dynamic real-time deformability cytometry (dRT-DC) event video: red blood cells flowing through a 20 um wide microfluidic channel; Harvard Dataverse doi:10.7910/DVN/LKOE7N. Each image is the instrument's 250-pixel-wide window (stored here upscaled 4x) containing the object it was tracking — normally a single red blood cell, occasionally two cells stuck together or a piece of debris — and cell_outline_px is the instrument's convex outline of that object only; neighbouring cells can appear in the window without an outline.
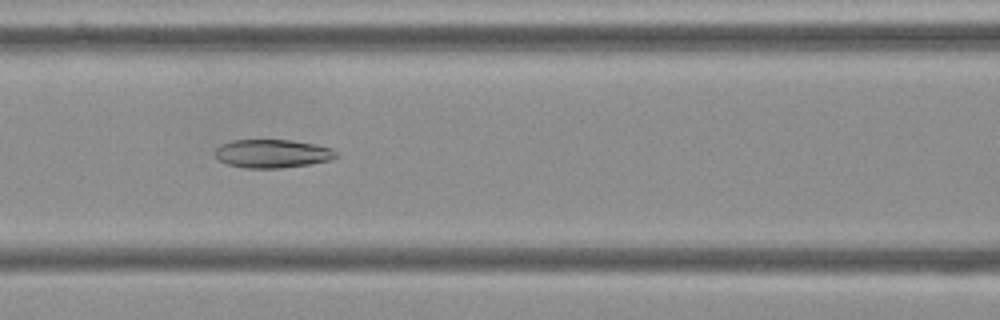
{"species": "Egyptian fruit bat (a non-hibernating species)", "species_latin": "Rousettus aegyptiacus", "temperature_condition": "cold", "stored_images_in_passage": 46, "camera_frame_rate_fps": 3000, "um_per_image_px": 0.085, "frame": {"image": 1, "passage_image": 14, "time_ms": 4.333, "image_size_px": [1000, 320], "cell_outline_px": [[340, 156], [332, 160], [308, 164], [280, 168], [244, 168], [228, 164], [220, 160], [216, 156], [216, 148], [220, 144], [232, 140], [292, 140], [316, 144], [332, 148]], "centroid_in_image_um": [23.19, 13.05], "position_along_channel_um": 143.4, "area_um2": 20.11}}
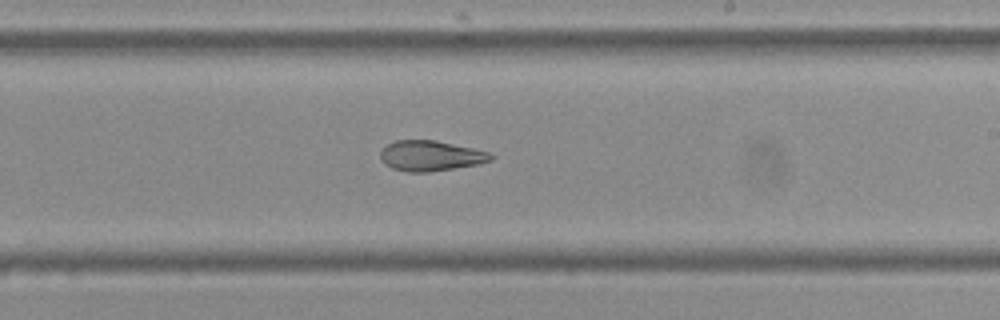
{"frame": {"image": 2, "passage_image": 23, "time_ms": 7.333, "image_size_px": [1000, 320], "cell_outline_px": [[496, 156], [492, 160], [480, 164], [428, 172], [408, 172], [392, 168], [384, 164], [380, 160], [380, 152], [388, 144], [396, 140], [436, 140], [472, 148], [488, 152]], "centroid_in_image_um": [36.61, 13.25], "position_along_channel_um": 252.4, "area_um2": 19.59}}
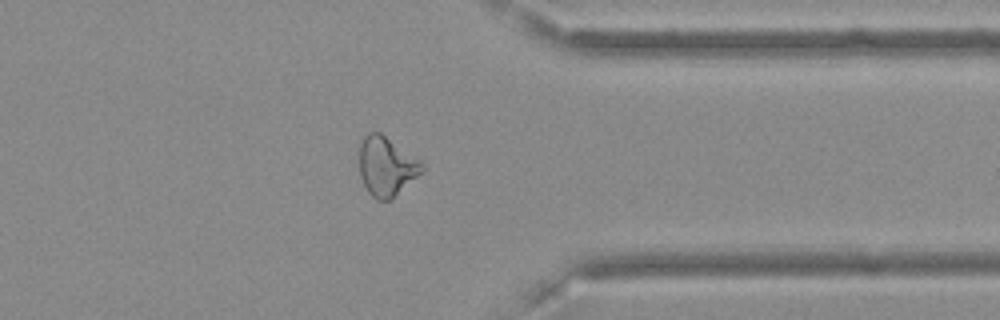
{"frame": {"image": 3, "passage_image": 34, "time_ms": 11.0, "image_size_px": [1000, 320], "cell_outline_px": [[424, 168], [416, 176], [388, 200], [376, 200], [368, 192], [360, 176], [360, 140], [368, 132], [380, 132], [420, 160], [424, 164]], "centroid_in_image_um": [32.8, 14.1], "position_along_channel_um": 378.6, "area_um2": 21.1}, "authors_computed_cell_mechanics": {"area_um2": 21.3571, "velocity_mm_per_s": 3.6377, "shape_relaxation_time_tau1_ms": null, "shape_relaxation_time_tau2_ms": 3.3154, "deformation_change_tau1": null, "deformation_change_tau2": 0.1017}}